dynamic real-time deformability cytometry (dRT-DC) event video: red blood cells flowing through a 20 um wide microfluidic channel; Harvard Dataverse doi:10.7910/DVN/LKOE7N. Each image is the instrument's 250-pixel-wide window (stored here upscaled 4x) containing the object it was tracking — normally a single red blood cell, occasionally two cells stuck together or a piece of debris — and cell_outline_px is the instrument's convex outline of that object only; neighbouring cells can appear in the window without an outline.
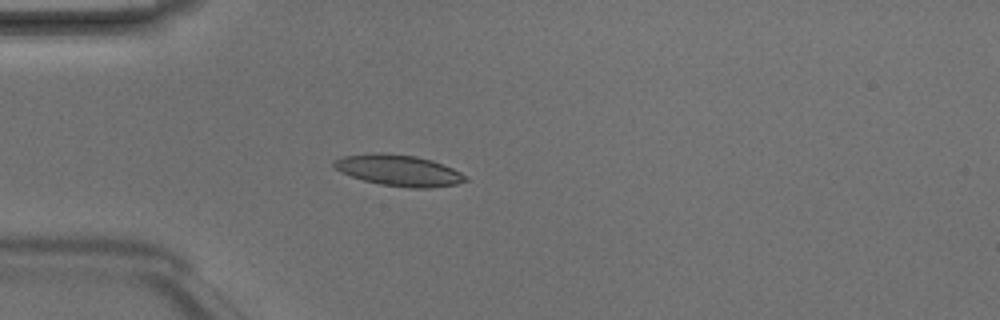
{"species": "Egyptian fruit bat (a non-hibernating species)", "species_latin": "Rousettus aegyptiacus", "temperature_condition": "room temperature", "stored_images_in_passage": 3, "camera_frame_rate_fps": 3000, "um_per_image_px": 0.085, "animal": {"sex": "male"}, "frame": {"image": 1, "passage_image": 3, "time_ms": 0.667, "image_size_px": [1000, 320], "cell_outline_px": [[468, 180], [456, 184], [432, 188], [408, 188], [380, 184], [364, 180], [340, 172], [332, 164], [332, 160], [344, 156], [380, 152], [384, 152], [416, 156], [432, 160], [452, 168], [468, 176]], "centroid_in_image_um": [33.9, 14.48], "position_along_channel_um": 51.1, "area_um2": 23.93}}